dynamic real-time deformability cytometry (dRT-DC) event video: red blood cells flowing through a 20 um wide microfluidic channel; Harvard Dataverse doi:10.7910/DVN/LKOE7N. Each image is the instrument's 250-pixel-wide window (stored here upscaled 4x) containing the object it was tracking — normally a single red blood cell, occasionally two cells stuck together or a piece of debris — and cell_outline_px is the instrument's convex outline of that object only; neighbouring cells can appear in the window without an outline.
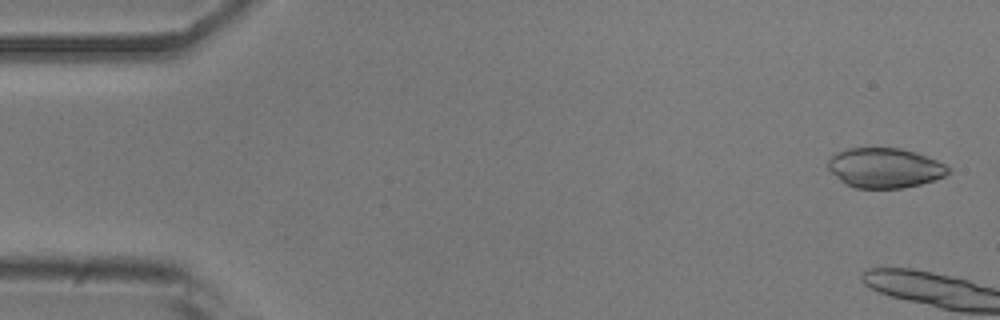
{"species": "common noctule bat (a hibernating species)", "species_latin": "Nyctalus noctula", "temperature_condition": "room temperature", "stored_images_in_passage": 5, "camera_frame_rate_fps": 3000, "um_per_image_px": 0.085, "animal": {"sex": "male", "body_mass_g": 20.5, "forearm_length_mm": 52.5}, "frame": {"image": 1, "passage_image": 2, "time_ms": 0.333, "image_size_px": [1000, 320], "cell_outline_px": [[952, 168], [944, 176], [920, 184], [900, 188], [856, 188], [844, 184], [828, 168], [828, 160], [836, 152], [848, 148], [900, 148], [916, 152], [936, 160]], "centroid_in_image_um": [75.19, 14.27], "position_along_channel_um": 9.8, "area_um2": 27.8}}